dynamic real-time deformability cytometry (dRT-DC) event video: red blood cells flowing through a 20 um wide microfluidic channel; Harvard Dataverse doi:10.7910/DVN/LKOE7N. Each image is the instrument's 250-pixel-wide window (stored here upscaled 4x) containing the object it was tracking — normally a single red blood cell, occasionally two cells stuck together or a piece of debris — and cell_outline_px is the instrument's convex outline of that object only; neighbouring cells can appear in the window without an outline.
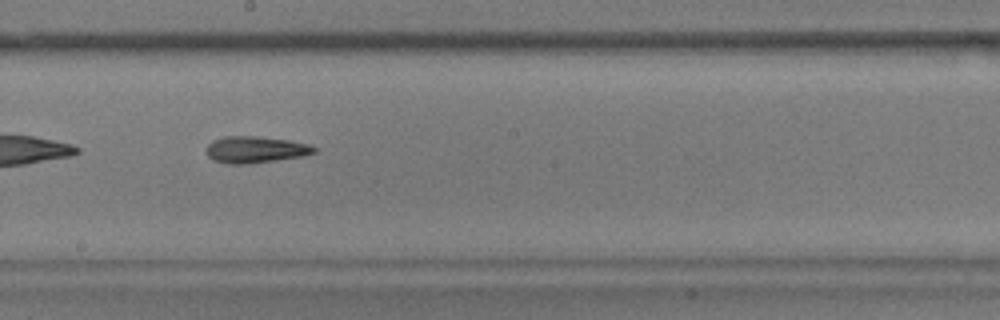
{"species": "common noctule bat (a hibernating species)", "species_latin": "Nyctalus noctula", "temperature_condition": "warm", "stored_images_in_passage": 52, "camera_frame_rate_fps": 3000, "um_per_image_px": 0.085, "animal": {"sex": "male", "body_mass_g": 17.9}, "frame": {"image": 1, "passage_image": 30, "time_ms": 9.667, "image_size_px": [1000, 320], "cell_outline_px": [[316, 152], [304, 156], [248, 164], [228, 164], [212, 160], [208, 156], [204, 148], [212, 140], [224, 136], [256, 136], [288, 140], [308, 144], [316, 148]], "centroid_in_image_um": [21.66, 12.72], "position_along_channel_um": 226.5, "area_um2": 16.88}}
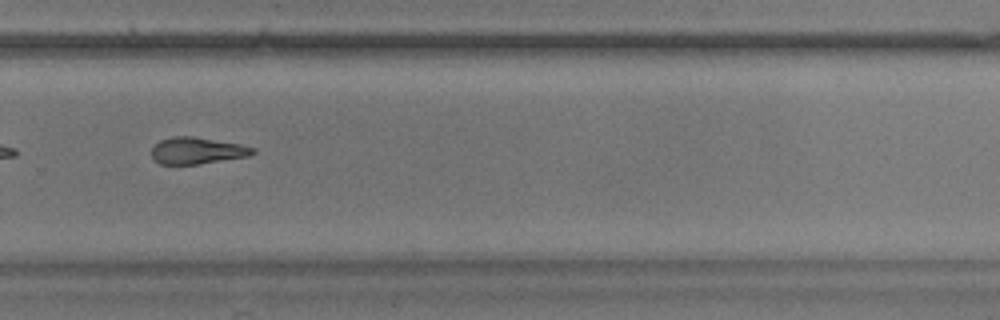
{"frame": {"image": 2, "passage_image": 37, "time_ms": 12.0, "image_size_px": [1000, 320], "cell_outline_px": [[256, 152], [248, 156], [196, 164], [160, 164], [152, 160], [152, 148], [160, 140], [172, 136], [192, 136], [240, 144], [256, 148]], "centroid_in_image_um": [16.73, 12.8], "position_along_channel_um": 313.1, "area_um2": 15.66}}